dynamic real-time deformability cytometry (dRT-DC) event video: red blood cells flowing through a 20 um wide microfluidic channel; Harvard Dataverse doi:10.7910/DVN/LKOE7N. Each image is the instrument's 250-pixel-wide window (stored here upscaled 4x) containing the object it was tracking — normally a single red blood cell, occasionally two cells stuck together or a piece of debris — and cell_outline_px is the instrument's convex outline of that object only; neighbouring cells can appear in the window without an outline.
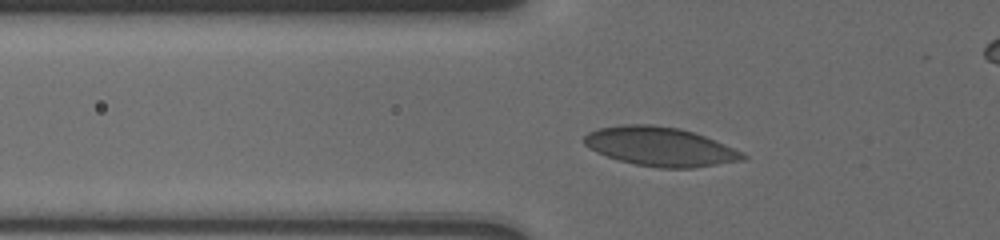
{"species": "human", "species_latin": "Homo sapiens", "temperature_condition": "cold", "stored_images_in_passage": 38, "camera_frame_rate_fps": 3000, "um_per_image_px": 0.085, "donor": {"sex": "male"}, "frame": {"image": 1, "passage_image": 4, "time_ms": 0.333, "image_size_px": [1000, 240], "cell_outline_px": [[748, 156], [744, 160], [692, 168], [660, 168], [636, 164], [620, 160], [596, 152], [588, 148], [584, 144], [584, 136], [588, 132], [600, 128], [624, 124], [648, 124], [676, 128], [692, 132], [704, 136], [744, 152]], "centroid_in_image_um": [56.11, 12.46], "position_along_channel_um": 69.7, "area_um2": 35.78}}
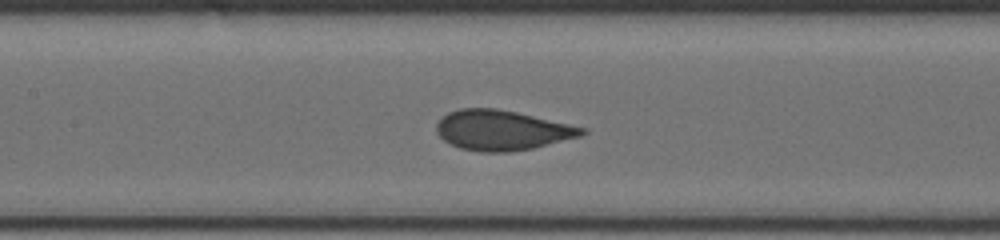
{"frame": {"image": 2, "passage_image": 20, "time_ms": 3.0, "image_size_px": [1000, 240], "cell_outline_px": [[588, 132], [580, 136], [532, 148], [508, 152], [480, 152], [460, 148], [444, 140], [436, 132], [436, 124], [448, 112], [460, 108], [496, 108], [516, 112], [588, 128]], "centroid_in_image_um": [42.67, 11.06], "position_along_channel_um": 164.7, "area_um2": 33.76}}
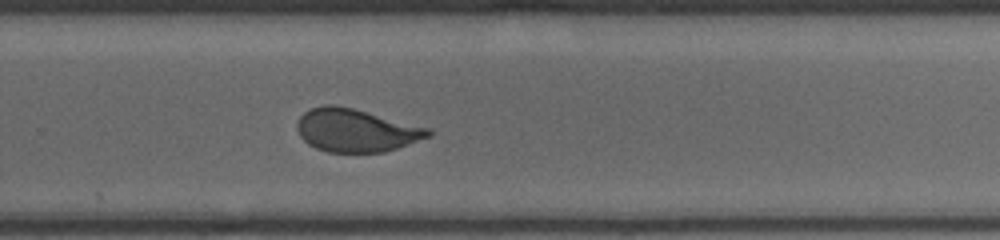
{"frame": {"image": 3, "passage_image": 38, "time_ms": 6.667, "image_size_px": [1000, 240], "cell_outline_px": [[432, 136], [384, 152], [328, 152], [316, 148], [308, 144], [300, 136], [296, 128], [296, 124], [300, 116], [304, 112], [312, 108], [324, 104], [332, 104], [352, 108], [428, 128], [432, 132]], "centroid_in_image_um": [30.22, 11.08], "position_along_channel_um": 299.6, "area_um2": 32.6}}